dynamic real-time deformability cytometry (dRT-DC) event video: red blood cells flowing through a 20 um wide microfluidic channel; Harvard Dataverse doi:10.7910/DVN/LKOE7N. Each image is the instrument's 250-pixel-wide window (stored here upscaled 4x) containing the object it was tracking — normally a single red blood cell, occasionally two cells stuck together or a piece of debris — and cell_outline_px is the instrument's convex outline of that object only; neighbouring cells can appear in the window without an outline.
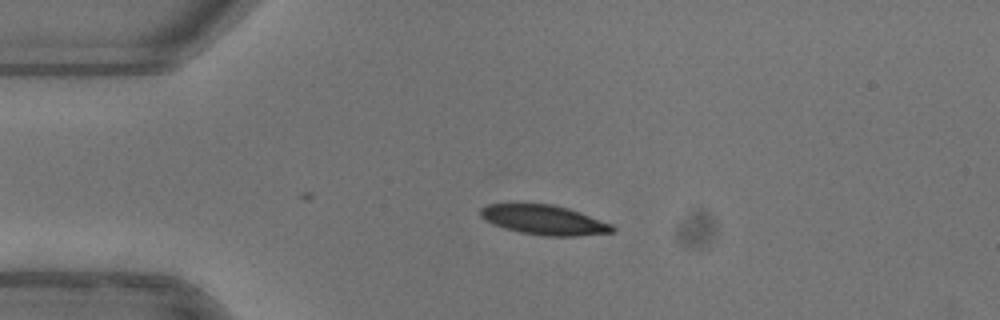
{"species": "common noctule bat (a hibernating species)", "species_latin": "Nyctalus noctula", "temperature_condition": "warm", "stored_images_in_passage": 8, "camera_frame_rate_fps": 3000, "um_per_image_px": 0.085, "animal": {"sex": "female"}, "frame": {"image": 1, "passage_image": 1, "time_ms": 0.0, "image_size_px": [1000, 320], "cell_outline_px": [[616, 232], [576, 236], [544, 236], [520, 232], [504, 228], [492, 224], [484, 220], [480, 216], [480, 208], [488, 204], [552, 204], [568, 208], [580, 212], [612, 224], [616, 228]], "centroid_in_image_um": [46.26, 18.7], "position_along_channel_um": 38.7, "area_um2": 22.89}}
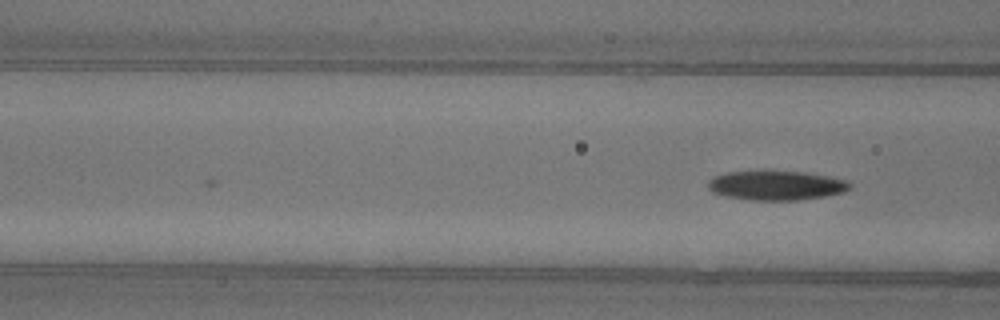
{"frame": {"image": 2, "passage_image": 8, "time_ms": 2.333, "image_size_px": [1000, 320], "cell_outline_px": [[852, 188], [844, 192], [824, 196], [796, 200], [752, 200], [724, 196], [712, 192], [708, 188], [708, 180], [712, 176], [728, 172], [768, 168], [804, 172], [828, 176], [844, 180], [852, 184]], "centroid_in_image_um": [65.93, 15.72], "position_along_channel_um": 100.7, "area_um2": 25.14}}